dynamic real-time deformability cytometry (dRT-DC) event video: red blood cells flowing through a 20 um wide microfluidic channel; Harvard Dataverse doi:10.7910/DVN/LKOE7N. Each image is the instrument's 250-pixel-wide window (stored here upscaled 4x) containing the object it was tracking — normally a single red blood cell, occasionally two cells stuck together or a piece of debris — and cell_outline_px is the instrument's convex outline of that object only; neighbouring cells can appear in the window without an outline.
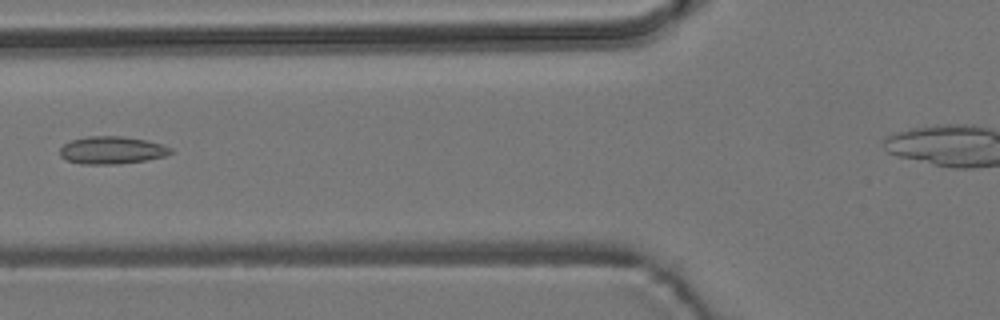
{"species": "common noctule bat (a hibernating species)", "species_latin": "Nyctalus noctula", "temperature_condition": "room temperature", "stored_images_in_passage": 6, "camera_frame_rate_fps": 3000, "um_per_image_px": 0.085, "animal": {"sex": "male", "body_mass_g": 19.2, "forearm_length_mm": 51.8}, "frame": {"image": 1, "passage_image": 6, "time_ms": 6.0, "image_size_px": [1000, 320], "cell_outline_px": [[176, 152], [164, 156], [148, 160], [116, 164], [80, 164], [68, 160], [60, 156], [60, 148], [64, 144], [72, 140], [88, 136], [120, 136], [144, 140], [160, 144], [172, 148]], "centroid_in_image_um": [9.52, 12.77], "position_along_channel_um": 116.3, "area_um2": 17.74}}